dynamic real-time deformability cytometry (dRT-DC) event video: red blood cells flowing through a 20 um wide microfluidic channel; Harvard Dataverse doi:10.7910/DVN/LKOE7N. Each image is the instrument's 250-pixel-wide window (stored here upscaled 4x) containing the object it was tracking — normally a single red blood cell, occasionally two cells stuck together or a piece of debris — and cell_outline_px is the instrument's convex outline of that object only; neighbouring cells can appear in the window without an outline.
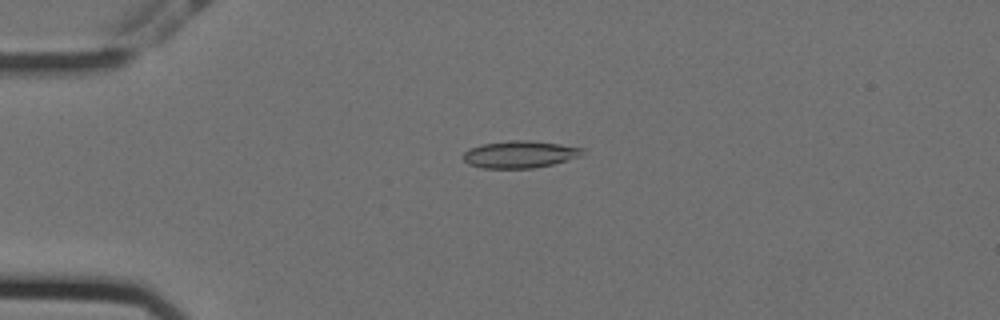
{"species": "Egyptian fruit bat (a non-hibernating species)", "species_latin": "Rousettus aegyptiacus", "temperature_condition": "cold", "stored_images_in_passage": 52, "camera_frame_rate_fps": 3000, "um_per_image_px": 0.085, "animal": {"sex": "female"}, "frame": {"image": 1, "passage_image": 9, "time_ms": 2.667, "image_size_px": [1000, 320], "cell_outline_px": [[584, 148], [580, 156], [552, 164], [532, 168], [480, 168], [468, 164], [460, 156], [464, 152], [472, 148], [484, 144], [512, 140], [528, 140], [560, 144]], "centroid_in_image_um": [44.15, 13.12], "position_along_channel_um": 40.9, "area_um2": 18.67}}
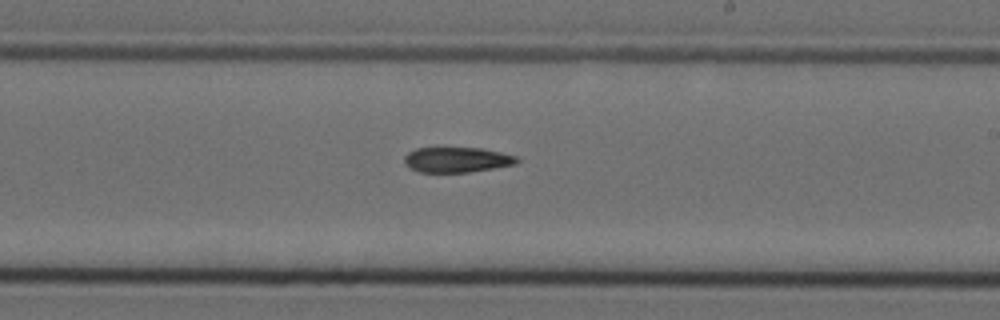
{"frame": {"image": 2, "passage_image": 29, "time_ms": 9.333, "image_size_px": [1000, 320], "cell_outline_px": [[520, 160], [516, 164], [468, 172], [420, 172], [408, 168], [404, 164], [404, 156], [408, 152], [416, 148], [436, 144], [484, 148], [516, 156]], "centroid_in_image_um": [38.75, 13.51], "position_along_channel_um": 250.3, "area_um2": 17.57}}
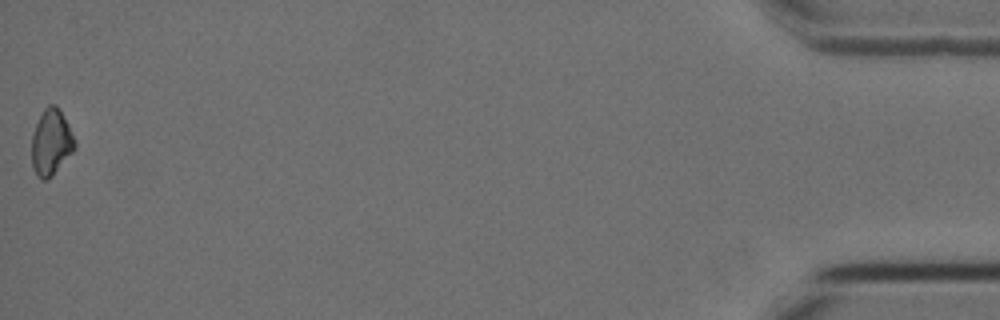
{"frame": {"image": 3, "passage_image": 52, "time_ms": 17.0, "image_size_px": [1000, 320], "cell_outline_px": [[76, 148], [52, 176], [48, 180], [40, 180], [36, 176], [32, 168], [32, 136], [36, 124], [44, 108], [48, 104], [56, 104], [68, 124], [76, 144]], "centroid_in_image_um": [4.34, 12.13], "position_along_channel_um": 430.9, "area_um2": 16.59}}